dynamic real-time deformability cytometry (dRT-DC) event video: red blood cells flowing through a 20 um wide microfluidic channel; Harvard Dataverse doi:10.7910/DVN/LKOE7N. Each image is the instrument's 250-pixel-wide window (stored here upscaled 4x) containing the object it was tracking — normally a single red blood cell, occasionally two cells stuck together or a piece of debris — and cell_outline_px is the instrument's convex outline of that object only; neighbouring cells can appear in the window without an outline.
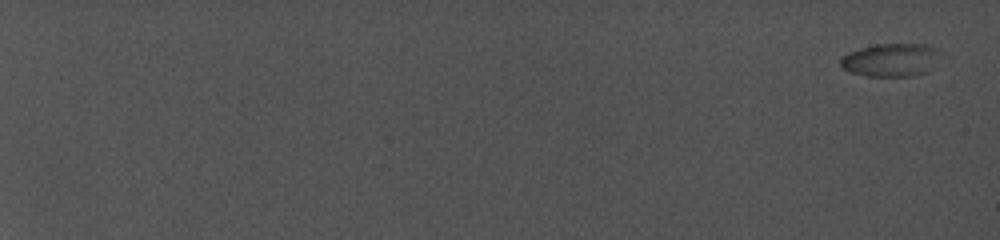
{"species": "common noctule bat (a hibernating species)", "species_latin": "Nyctalus noctula", "temperature_condition": "cold", "stored_images_in_passage": 32, "camera_frame_rate_fps": 5000, "um_per_image_px": 0.085, "animal": {"sex": "female", "body_mass_g": 19.0, "forearm_length_mm": 56.7}, "frame": {"image": 1, "passage_image": 1, "time_ms": 0.0, "image_size_px": [1000, 240], "cell_outline_px": [[936, 52], [928, 72], [912, 76], [868, 76], [852, 72], [844, 68], [840, 64], [840, 56], [848, 52], [860, 48], [876, 44], [928, 44], [936, 48]], "centroid_in_image_um": [75.63, 5.09], "position_along_channel_um": 9.4, "area_um2": 18.84}}
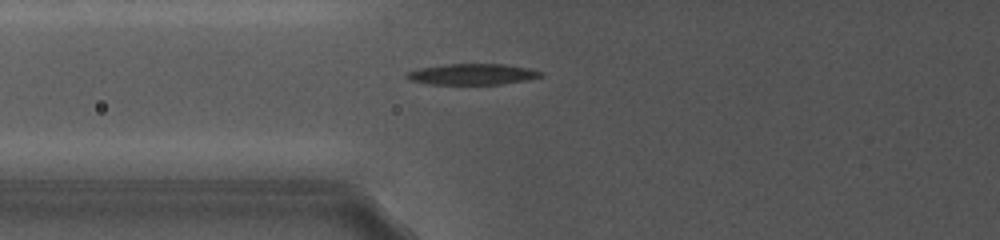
{"frame": {"image": 2, "passage_image": 17, "time_ms": 9.8, "image_size_px": [1000, 240], "cell_outline_px": [[544, 76], [524, 80], [500, 84], [428, 84], [408, 80], [404, 76], [408, 72], [420, 68], [444, 64], [504, 64], [532, 68], [544, 72]], "centroid_in_image_um": [40.16, 6.3], "position_along_channel_um": 85.6, "area_um2": 16.47}}
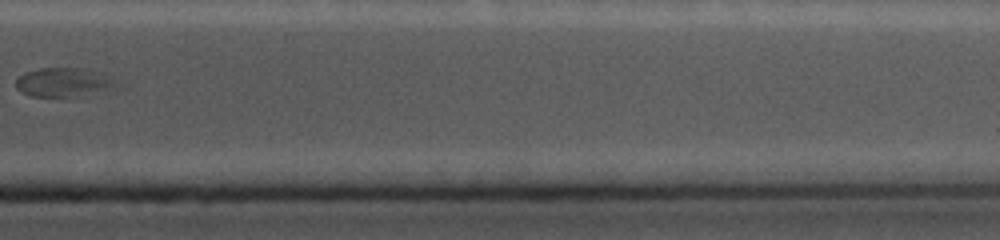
{"frame": {"image": 3, "passage_image": 32, "time_ms": 18.2, "image_size_px": [1000, 240], "cell_outline_px": [[128, 84], [124, 88], [68, 96], [32, 96], [20, 92], [16, 88], [16, 80], [24, 72], [40, 68], [76, 68], [104, 72]], "centroid_in_image_um": [5.6, 6.98], "position_along_channel_um": 405.8, "area_um2": 17.57}}